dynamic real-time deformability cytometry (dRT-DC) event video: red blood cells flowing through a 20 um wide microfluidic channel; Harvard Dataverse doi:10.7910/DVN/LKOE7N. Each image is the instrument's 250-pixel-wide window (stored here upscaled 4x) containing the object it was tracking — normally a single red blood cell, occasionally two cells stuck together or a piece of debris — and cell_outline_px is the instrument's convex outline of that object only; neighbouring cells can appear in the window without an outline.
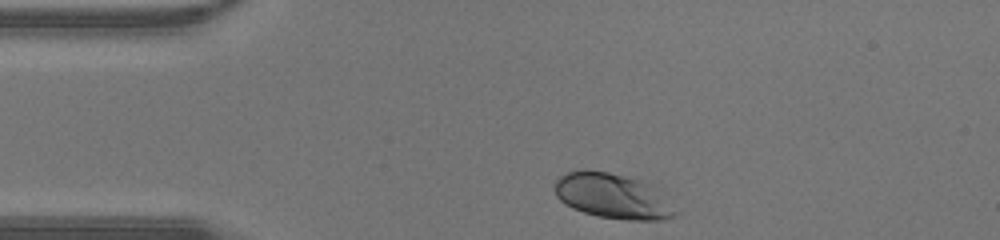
{"species": "human", "species_latin": "Homo sapiens", "temperature_condition": "warm", "stored_images_in_passage": 26, "camera_frame_rate_fps": 3000, "um_per_image_px": 0.085, "donor": {"sex": "male"}, "frame": {"image": 1, "passage_image": 1, "time_ms": 0.0, "image_size_px": [1000, 240], "cell_outline_px": [[680, 212], [676, 216], [660, 220], [624, 220], [600, 216], [584, 212], [572, 208], [564, 204], [556, 196], [552, 188], [552, 184], [560, 176], [568, 172], [580, 168], [584, 168], [608, 172], [624, 176], [648, 184]], "centroid_in_image_um": [51.99, 16.66], "position_along_channel_um": 33.0, "area_um2": 31.73}}
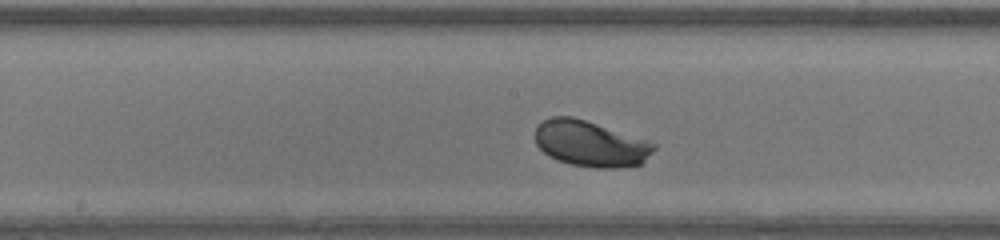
{"frame": {"image": 2, "passage_image": 14, "time_ms": 4.333, "image_size_px": [1000, 240], "cell_outline_px": [[656, 148], [644, 164], [616, 168], [596, 168], [568, 164], [556, 160], [548, 156], [536, 144], [536, 124], [552, 116], [572, 116], [656, 144]], "centroid_in_image_um": [50.17, 12.24], "position_along_channel_um": 198.0, "area_um2": 31.62}}
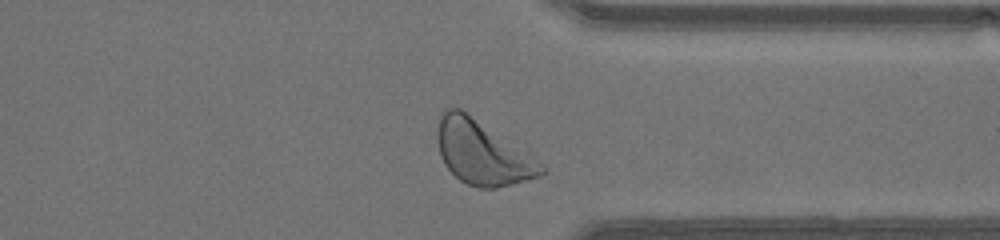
{"frame": {"image": 3, "passage_image": 25, "time_ms": 8.0, "image_size_px": [1000, 240], "cell_outline_px": [[548, 172], [540, 176], [496, 188], [480, 188], [468, 184], [460, 180], [444, 164], [440, 156], [436, 140], [436, 132], [440, 112], [444, 108], [460, 108], [548, 168]], "centroid_in_image_um": [40.94, 12.98], "position_along_channel_um": 370.5, "area_um2": 38.15}}